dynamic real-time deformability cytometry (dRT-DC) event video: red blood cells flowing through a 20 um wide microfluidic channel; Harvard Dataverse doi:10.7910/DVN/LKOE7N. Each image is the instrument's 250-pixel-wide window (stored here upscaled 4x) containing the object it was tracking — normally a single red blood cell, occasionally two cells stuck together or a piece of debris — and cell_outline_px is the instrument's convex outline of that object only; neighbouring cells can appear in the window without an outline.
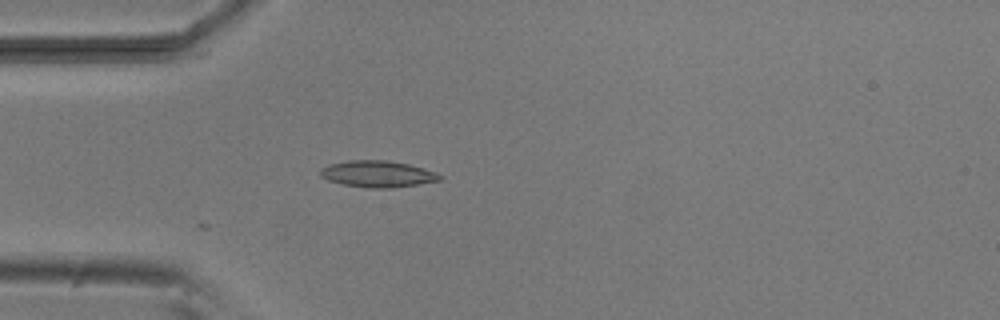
{"species": "common noctule bat (a hibernating species)", "species_latin": "Nyctalus noctula", "temperature_condition": "room temperature", "stored_images_in_passage": 4, "camera_frame_rate_fps": 3000, "um_per_image_px": 0.085, "animal": {"sex": "male", "body_mass_g": 20.5, "forearm_length_mm": 52.5}, "frame": {"image": 1, "passage_image": 1, "time_ms": 0.0, "image_size_px": [1000, 320], "cell_outline_px": [[444, 176], [440, 180], [392, 188], [372, 188], [344, 184], [328, 180], [320, 176], [320, 168], [328, 164], [348, 160], [388, 160], [408, 164], [436, 172]], "centroid_in_image_um": [32.08, 14.77], "position_along_channel_um": 52.9, "area_um2": 18.38}}
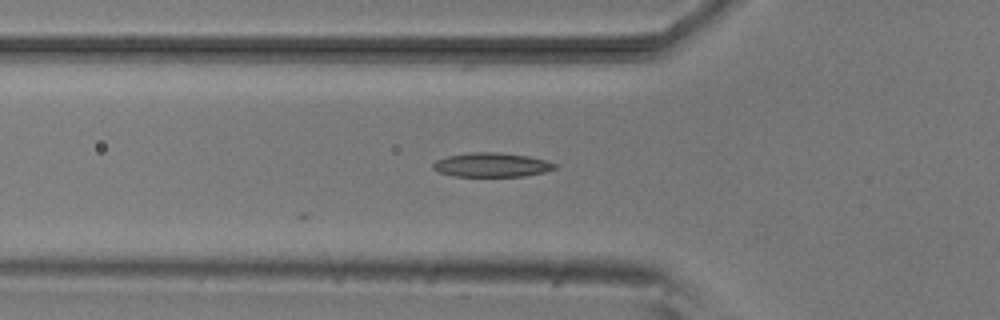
{"frame": {"image": 2, "passage_image": 4, "time_ms": 1.0, "image_size_px": [1000, 320], "cell_outline_px": [[556, 168], [544, 172], [524, 176], [452, 176], [440, 172], [432, 168], [432, 164], [436, 160], [448, 156], [468, 152], [500, 152], [528, 156], [548, 160], [556, 164]], "centroid_in_image_um": [41.79, 14.0], "position_along_channel_um": 84.0, "area_um2": 17.22}}